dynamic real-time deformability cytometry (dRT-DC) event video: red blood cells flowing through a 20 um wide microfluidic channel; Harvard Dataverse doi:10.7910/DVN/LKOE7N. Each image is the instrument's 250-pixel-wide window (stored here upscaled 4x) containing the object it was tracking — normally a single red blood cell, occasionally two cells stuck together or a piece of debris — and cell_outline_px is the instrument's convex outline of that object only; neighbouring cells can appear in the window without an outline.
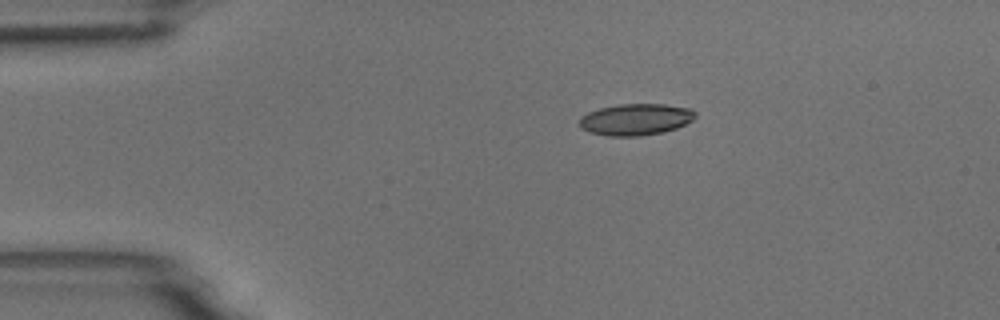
{"species": "common noctule bat (a hibernating species)", "species_latin": "Nyctalus noctula", "temperature_condition": "room temperature", "stored_images_in_passage": 6, "camera_frame_rate_fps": 3000, "um_per_image_px": 0.085, "animal": {"sex": "male", "body_mass_g": 18.8}, "frame": {"image": 1, "passage_image": 6, "time_ms": 5.667, "image_size_px": [1000, 320], "cell_outline_px": [[696, 116], [692, 120], [676, 128], [660, 132], [640, 136], [608, 136], [588, 132], [580, 128], [580, 116], [588, 112], [600, 108], [620, 104], [664, 104], [692, 108], [696, 112]], "centroid_in_image_um": [54.02, 10.15], "position_along_channel_um": 31.0, "area_um2": 21.33}}